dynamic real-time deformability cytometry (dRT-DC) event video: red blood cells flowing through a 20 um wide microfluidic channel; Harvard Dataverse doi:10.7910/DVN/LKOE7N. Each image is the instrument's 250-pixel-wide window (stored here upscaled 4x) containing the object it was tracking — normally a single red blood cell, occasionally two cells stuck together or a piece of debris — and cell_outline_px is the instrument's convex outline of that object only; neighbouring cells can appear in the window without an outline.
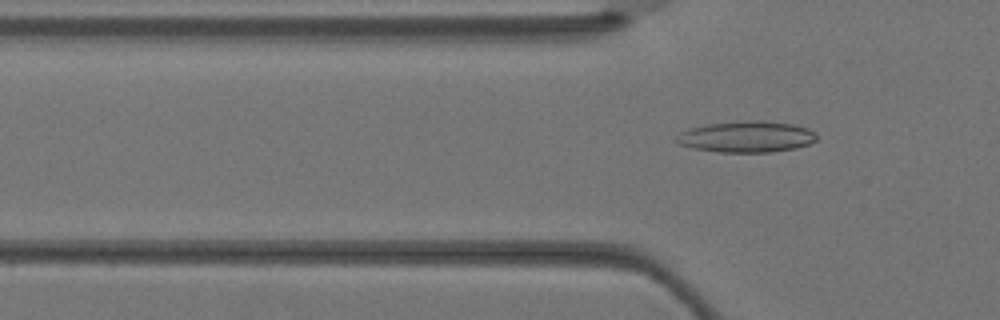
{"species": "Egyptian fruit bat (a non-hibernating species)", "species_latin": "Rousettus aegyptiacus", "temperature_condition": "warm", "stored_images_in_passage": 2, "camera_frame_rate_fps": 3000, "um_per_image_px": 0.085, "animal": {"sex": "female"}, "frame": {"image": 1, "passage_image": 2, "time_ms": 0.333, "image_size_px": [1000, 320], "cell_outline_px": [[820, 136], [816, 140], [808, 144], [796, 148], [772, 152], [720, 152], [692, 148], [676, 144], [672, 140], [680, 132], [692, 128], [708, 124], [748, 120], [764, 120], [792, 124], [808, 128], [816, 132]], "centroid_in_image_um": [63.46, 11.62], "position_along_channel_um": 62.3, "area_um2": 25.84}}